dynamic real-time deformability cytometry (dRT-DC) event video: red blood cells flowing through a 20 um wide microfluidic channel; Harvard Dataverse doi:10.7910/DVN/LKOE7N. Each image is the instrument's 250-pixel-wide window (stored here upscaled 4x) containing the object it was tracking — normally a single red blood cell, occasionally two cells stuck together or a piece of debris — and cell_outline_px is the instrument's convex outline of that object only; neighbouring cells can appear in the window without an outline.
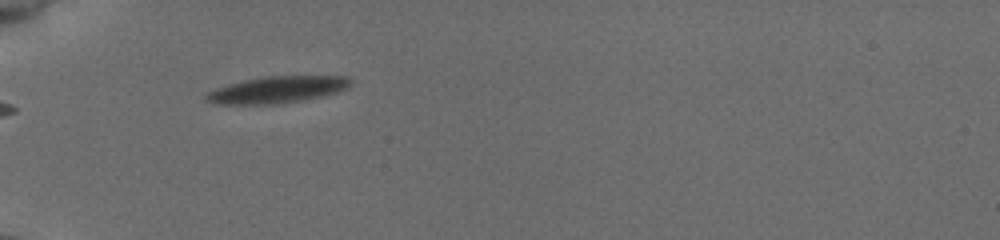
{"species": "common noctule bat (a hibernating species)", "species_latin": "Nyctalus noctula", "temperature_condition": "cold", "stored_images_in_passage": 8, "camera_frame_rate_fps": 3000, "um_per_image_px": 0.085, "animal": {"sex": "female", "body_mass_g": 19.5, "forearm_length_mm": 54.1}, "frame": {"image": 1, "passage_image": 1, "time_ms": 0.0, "image_size_px": [1000, 240], "cell_outline_px": [[352, 80], [348, 88], [336, 92], [304, 100], [276, 104], [216, 104], [204, 100], [204, 96], [208, 92], [216, 88], [228, 84], [264, 76], [344, 76]], "centroid_in_image_um": [23.53, 7.62], "position_along_channel_um": 61.5, "area_um2": 22.37}}